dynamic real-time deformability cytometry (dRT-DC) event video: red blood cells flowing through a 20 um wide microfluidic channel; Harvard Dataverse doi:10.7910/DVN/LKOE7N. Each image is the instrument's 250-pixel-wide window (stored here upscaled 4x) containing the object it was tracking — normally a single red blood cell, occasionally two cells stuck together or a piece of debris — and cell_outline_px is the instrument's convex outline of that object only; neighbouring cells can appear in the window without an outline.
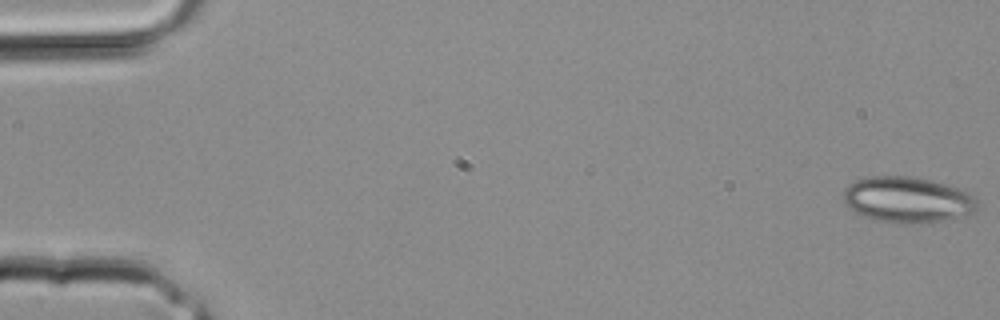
{"species": "common noctule bat (a hibernating species)", "species_latin": "Nyctalus noctula", "temperature_condition": "room temperature", "stored_images_in_passage": 33, "camera_frame_rate_fps": 3000, "um_per_image_px": 0.085, "animal": {"sex": "male", "body_mass_g": 20.4}, "frame": {"image": 1, "passage_image": 1, "time_ms": 0.0, "image_size_px": [1000, 320], "cell_outline_px": [[984, 208], [972, 212], [940, 220], [920, 224], [900, 224], [876, 220], [864, 216], [856, 212], [844, 204], [844, 188], [848, 184], [856, 180], [868, 176], [908, 176], [928, 180], [960, 188], [976, 196], [984, 204]], "centroid_in_image_um": [77.18, 16.98], "position_along_channel_um": 7.8, "area_um2": 36.18}}
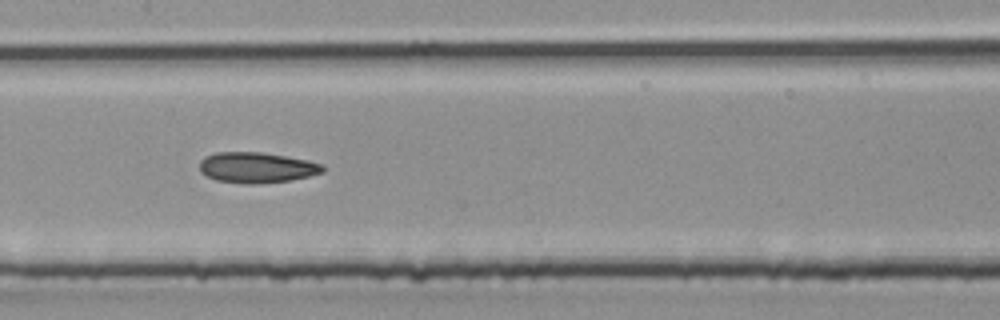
{"frame": {"image": 2, "passage_image": 17, "time_ms": 5.333, "image_size_px": [1000, 320], "cell_outline_px": [[324, 172], [308, 176], [288, 180], [256, 184], [248, 184], [216, 180], [200, 172], [200, 160], [204, 156], [216, 152], [260, 152], [308, 160], [324, 164]], "centroid_in_image_um": [21.81, 14.23], "position_along_channel_um": 185.6, "area_um2": 21.91}}
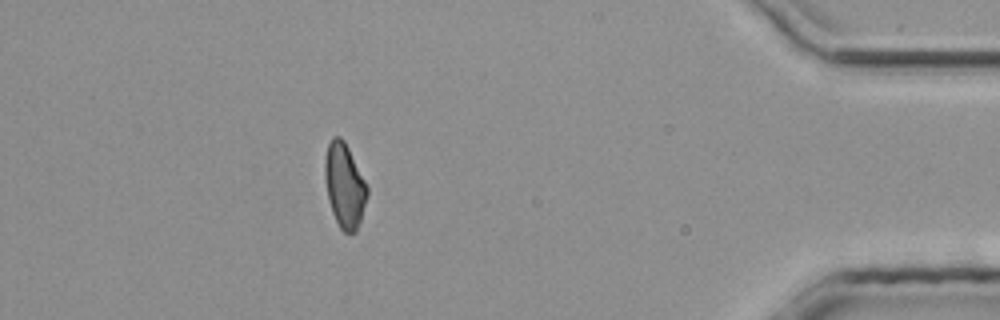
{"frame": {"image": 3, "passage_image": 30, "time_ms": 9.667, "image_size_px": [1000, 320], "cell_outline_px": [[368, 196], [356, 232], [344, 232], [340, 228], [332, 212], [328, 200], [324, 176], [324, 160], [328, 144], [332, 136], [340, 136], [344, 140], [368, 188]], "centroid_in_image_um": [29.26, 15.76], "position_along_channel_um": 405.9, "area_um2": 20.69}}